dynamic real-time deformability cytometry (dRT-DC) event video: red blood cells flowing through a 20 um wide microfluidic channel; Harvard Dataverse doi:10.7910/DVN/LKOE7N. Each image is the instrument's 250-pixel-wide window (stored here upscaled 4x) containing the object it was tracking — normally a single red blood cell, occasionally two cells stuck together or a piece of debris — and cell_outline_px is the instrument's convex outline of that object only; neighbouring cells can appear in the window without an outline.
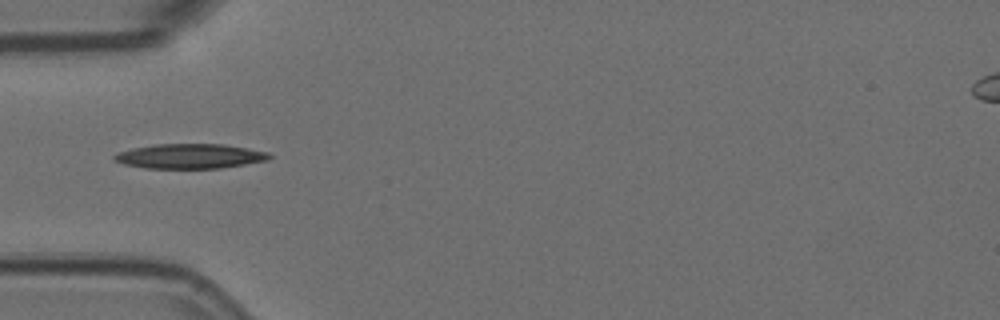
{"species": "Egyptian fruit bat (a non-hibernating species)", "species_latin": "Rousettus aegyptiacus", "temperature_condition": "room temperature", "stored_images_in_passage": 3, "camera_frame_rate_fps": 3000, "um_per_image_px": 0.085, "animal": {"sex": "female"}, "frame": {"image": 1, "passage_image": 2, "time_ms": 0.333, "image_size_px": [1000, 320], "cell_outline_px": [[272, 156], [268, 160], [220, 168], [144, 168], [124, 164], [112, 160], [112, 156], [120, 152], [132, 148], [156, 144], [224, 144], [248, 148], [268, 152]], "centroid_in_image_um": [16.13, 13.27], "position_along_channel_um": 68.9, "area_um2": 22.31}}
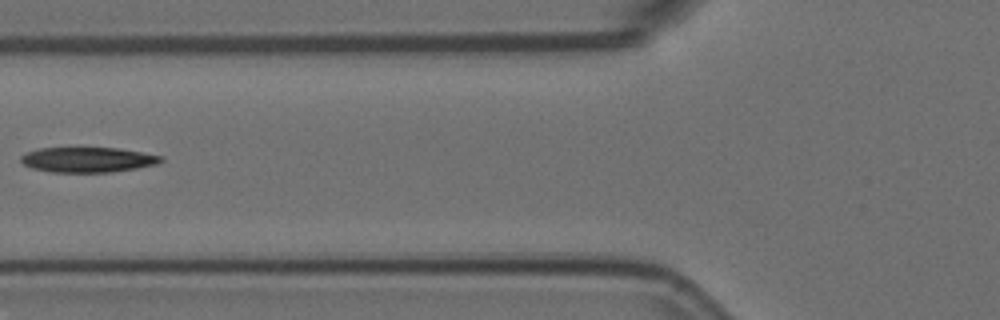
{"frame": {"image": 2, "passage_image": 3, "time_ms": 0.667, "image_size_px": [1000, 320], "cell_outline_px": [[164, 160], [156, 164], [136, 168], [112, 172], [52, 172], [32, 168], [24, 164], [20, 160], [20, 156], [28, 152], [40, 148], [120, 148], [164, 156]], "centroid_in_image_um": [7.49, 13.57], "position_along_channel_um": 118.3, "area_um2": 20.46}}